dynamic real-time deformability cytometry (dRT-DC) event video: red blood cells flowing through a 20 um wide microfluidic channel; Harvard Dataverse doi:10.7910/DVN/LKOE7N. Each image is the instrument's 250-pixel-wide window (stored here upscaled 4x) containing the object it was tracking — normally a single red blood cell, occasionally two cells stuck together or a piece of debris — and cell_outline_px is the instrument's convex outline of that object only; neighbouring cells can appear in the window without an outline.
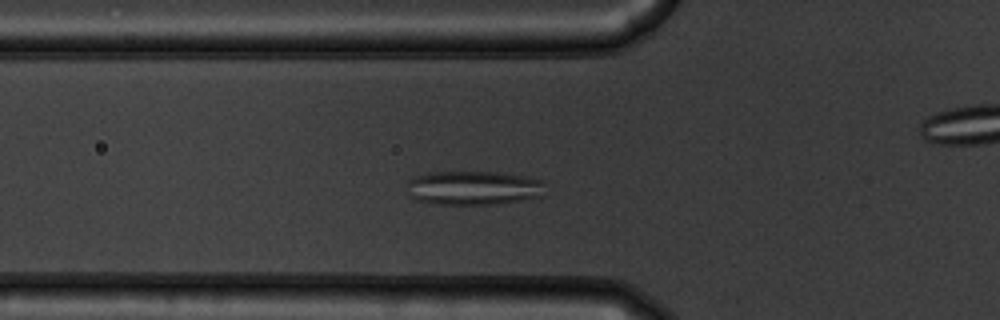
{"species": "common noctule bat (a hibernating species)", "species_latin": "Nyctalus noctula", "temperature_condition": "warm", "stored_images_in_passage": 50, "camera_frame_rate_fps": 3000, "um_per_image_px": 0.085, "animal": {"sex": "male", "body_mass_g": 19.5, "forearm_length_mm": 54.6}, "frame": {"image": 1, "passage_image": 14, "time_ms": 4.333, "image_size_px": [1000, 320], "cell_outline_px": [[544, 184], [540, 196], [500, 204], [432, 204], [416, 200], [408, 196], [408, 180], [416, 176], [428, 172], [500, 172], [524, 176], [540, 180]], "centroid_in_image_um": [40.18, 15.97], "position_along_channel_um": 85.6, "area_um2": 27.46}}
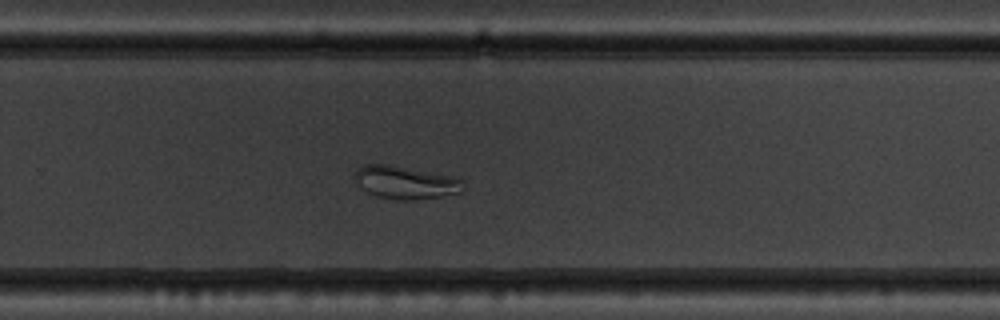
{"frame": {"image": 2, "passage_image": 31, "time_ms": 10.0, "image_size_px": [1000, 320], "cell_outline_px": [[460, 192], [440, 196], [412, 200], [396, 200], [376, 196], [360, 188], [352, 176], [364, 164], [388, 164], [456, 176], [460, 180]], "centroid_in_image_um": [34.39, 15.5], "position_along_channel_um": 295.4, "area_um2": 20.69}}
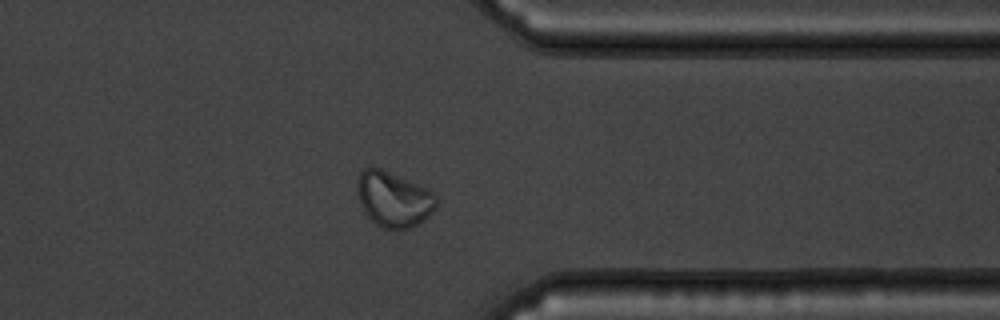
{"frame": {"image": 3, "passage_image": 38, "time_ms": 12.333, "image_size_px": [1000, 320], "cell_outline_px": [[436, 204], [432, 212], [424, 220], [412, 228], [384, 228], [376, 224], [364, 212], [360, 204], [356, 188], [356, 184], [360, 172], [364, 168], [380, 168], [416, 184], [432, 192], [436, 196]], "centroid_in_image_um": [33.42, 16.94], "position_along_channel_um": 378.0, "area_um2": 25.09}}